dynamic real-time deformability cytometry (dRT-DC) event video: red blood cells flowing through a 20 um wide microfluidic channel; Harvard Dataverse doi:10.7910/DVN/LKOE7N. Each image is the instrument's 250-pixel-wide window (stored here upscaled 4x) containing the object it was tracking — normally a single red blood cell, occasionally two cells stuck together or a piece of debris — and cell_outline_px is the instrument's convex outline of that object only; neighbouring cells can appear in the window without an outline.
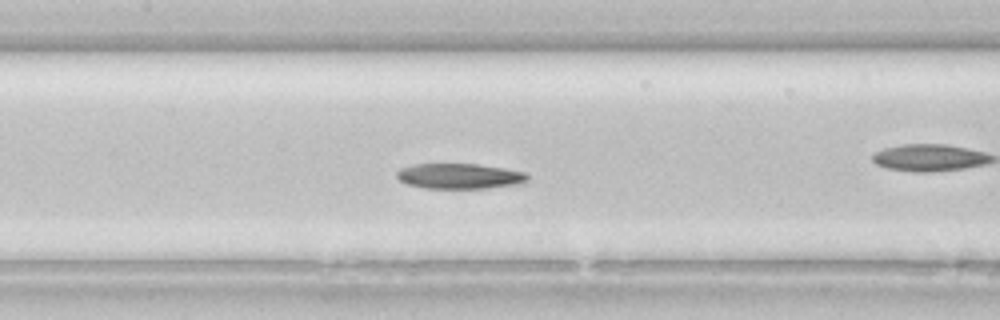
{"species": "common noctule bat (a hibernating species)", "species_latin": "Nyctalus noctula", "temperature_condition": "room temperature", "stored_images_in_passage": 43, "camera_frame_rate_fps": 3000, "um_per_image_px": 0.085, "animal": {"sex": "female", "body_mass_g": 22.7, "forearm_length_mm": 54.2}, "frame": {"image": 1, "passage_image": 19, "time_ms": 6.0, "image_size_px": [1000, 320], "cell_outline_px": [[528, 180], [516, 184], [484, 188], [424, 188], [408, 184], [400, 180], [396, 176], [396, 172], [400, 168], [412, 164], [476, 164], [504, 168], [524, 172], [528, 176]], "centroid_in_image_um": [39.01, 14.96], "position_along_channel_um": 168.4, "area_um2": 19.13}}